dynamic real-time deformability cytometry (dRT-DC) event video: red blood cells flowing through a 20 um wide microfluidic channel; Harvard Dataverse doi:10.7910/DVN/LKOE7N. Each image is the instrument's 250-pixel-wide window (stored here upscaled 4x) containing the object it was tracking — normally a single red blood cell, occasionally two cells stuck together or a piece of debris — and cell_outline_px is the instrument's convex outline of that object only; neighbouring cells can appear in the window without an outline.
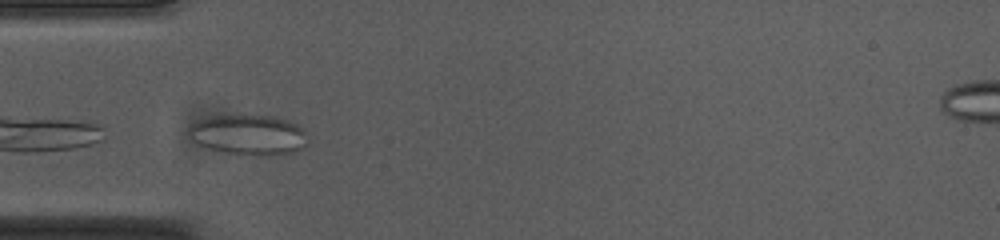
{"species": "common noctule bat (a hibernating species)", "species_latin": "Nyctalus noctula", "temperature_condition": "cold", "stored_images_in_passage": 36, "camera_frame_rate_fps": 3000, "um_per_image_px": 0.085, "animal": {"sex": "female", "body_mass_g": 23.0, "forearm_length_mm": 53.4}, "frame": {"image": 1, "passage_image": 1, "time_ms": 0.0, "image_size_px": [1000, 240], "cell_outline_px": [[308, 144], [304, 148], [292, 152], [276, 156], [240, 156], [208, 148], [200, 144], [188, 132], [188, 128], [196, 120], [212, 116], [272, 116], [288, 120], [296, 124], [304, 132]], "centroid_in_image_um": [21.16, 11.49], "position_along_channel_um": 63.8, "area_um2": 27.98}}
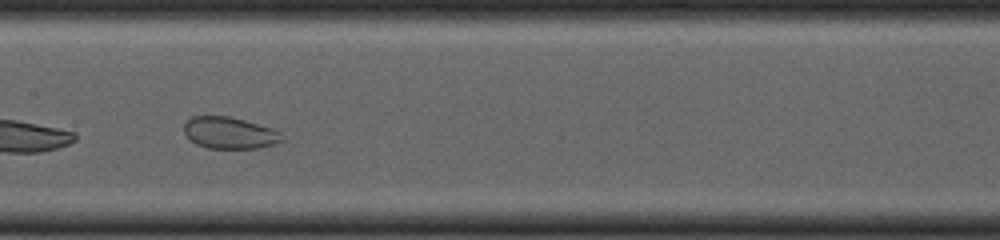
{"frame": {"image": 2, "passage_image": 11, "time_ms": 3.333, "image_size_px": [1000, 240], "cell_outline_px": [[284, 140], [260, 148], [208, 148], [196, 144], [184, 132], [184, 124], [192, 116], [228, 116], [244, 120], [272, 128], [280, 132]], "centroid_in_image_um": [19.52, 11.29], "position_along_channel_um": 187.9, "area_um2": 17.92}, "authors_computed_cell_mechanics": {"area_um2": 23.9292, "velocity_mm_per_s": 3.7272, "shape_relaxation_time_tau1_ms": null, "shape_relaxation_time_tau2_ms": 1.1961, "deformation_change_tau1": null, "deformation_change_tau2": 0.0435}}